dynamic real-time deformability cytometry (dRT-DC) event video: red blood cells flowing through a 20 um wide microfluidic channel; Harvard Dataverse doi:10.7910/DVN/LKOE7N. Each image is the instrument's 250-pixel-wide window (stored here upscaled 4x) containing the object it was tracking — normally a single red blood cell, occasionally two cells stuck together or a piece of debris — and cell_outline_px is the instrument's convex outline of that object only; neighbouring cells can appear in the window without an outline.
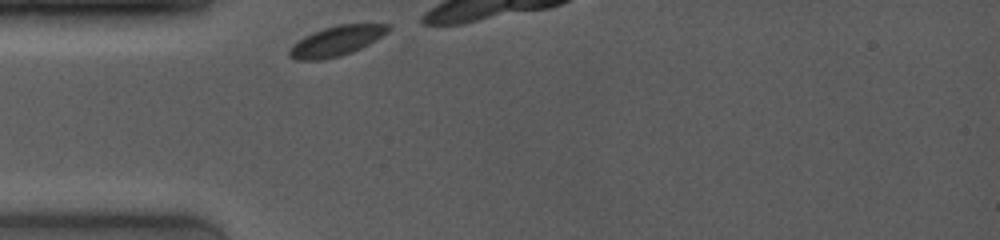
{"species": "common noctule bat (a hibernating species)", "species_latin": "Nyctalus noctula", "temperature_condition": "room temperature", "stored_images_in_passage": 10, "camera_frame_rate_fps": 4000, "um_per_image_px": 0.085, "animal": {"sex": "female", "body_mass_g": 19.0, "forearm_length_mm": 53.3}, "frame": {"image": 1, "passage_image": 1, "time_ms": 0.0, "image_size_px": [1000, 240], "cell_outline_px": [[392, 28], [388, 32], [368, 44], [352, 52], [340, 56], [320, 60], [296, 60], [288, 56], [288, 52], [292, 44], [304, 36], [312, 32], [336, 24], [392, 24]], "centroid_in_image_um": [28.58, 3.48], "position_along_channel_um": 56.4, "area_um2": 17.34}}
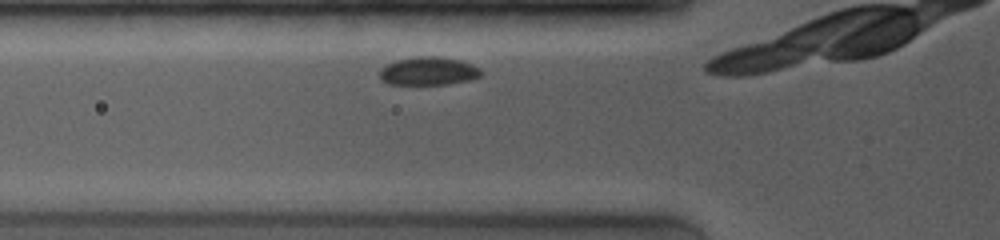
{"frame": {"image": 2, "passage_image": 5, "time_ms": 1.0, "image_size_px": [1000, 240], "cell_outline_px": [[484, 72], [480, 76], [468, 80], [448, 84], [388, 84], [380, 76], [380, 68], [396, 60], [416, 56], [436, 56], [460, 60], [472, 64], [480, 68]], "centroid_in_image_um": [36.44, 6.03], "position_along_channel_um": 89.4, "area_um2": 16.65}}